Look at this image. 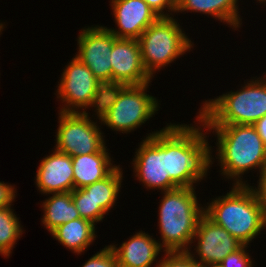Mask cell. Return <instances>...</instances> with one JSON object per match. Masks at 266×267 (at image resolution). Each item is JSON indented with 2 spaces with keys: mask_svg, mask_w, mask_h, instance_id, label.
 I'll return each mask as SVG.
<instances>
[{
  "mask_svg": "<svg viewBox=\"0 0 266 267\" xmlns=\"http://www.w3.org/2000/svg\"><path fill=\"white\" fill-rule=\"evenodd\" d=\"M195 190L177 187L161 192L157 215L161 238L158 242L164 252L189 251L191 248L199 219L204 214V206L198 201Z\"/></svg>",
  "mask_w": 266,
  "mask_h": 267,
  "instance_id": "4",
  "label": "cell"
},
{
  "mask_svg": "<svg viewBox=\"0 0 266 267\" xmlns=\"http://www.w3.org/2000/svg\"><path fill=\"white\" fill-rule=\"evenodd\" d=\"M139 144L131 163L136 180L147 190L164 192L177 188L168 174V123L162 129L151 130Z\"/></svg>",
  "mask_w": 266,
  "mask_h": 267,
  "instance_id": "9",
  "label": "cell"
},
{
  "mask_svg": "<svg viewBox=\"0 0 266 267\" xmlns=\"http://www.w3.org/2000/svg\"><path fill=\"white\" fill-rule=\"evenodd\" d=\"M150 83L107 87L98 112L101 125L127 135L155 117L161 104L147 93Z\"/></svg>",
  "mask_w": 266,
  "mask_h": 267,
  "instance_id": "6",
  "label": "cell"
},
{
  "mask_svg": "<svg viewBox=\"0 0 266 267\" xmlns=\"http://www.w3.org/2000/svg\"><path fill=\"white\" fill-rule=\"evenodd\" d=\"M242 245L226 229L203 214L191 243L195 251L193 252L191 247L188 253L199 265L205 267L220 264L227 255L238 250Z\"/></svg>",
  "mask_w": 266,
  "mask_h": 267,
  "instance_id": "12",
  "label": "cell"
},
{
  "mask_svg": "<svg viewBox=\"0 0 266 267\" xmlns=\"http://www.w3.org/2000/svg\"><path fill=\"white\" fill-rule=\"evenodd\" d=\"M116 28L108 30L116 38L138 39L159 16L144 0H110Z\"/></svg>",
  "mask_w": 266,
  "mask_h": 267,
  "instance_id": "14",
  "label": "cell"
},
{
  "mask_svg": "<svg viewBox=\"0 0 266 267\" xmlns=\"http://www.w3.org/2000/svg\"><path fill=\"white\" fill-rule=\"evenodd\" d=\"M205 267H222L220 264H217V265H208V266H205Z\"/></svg>",
  "mask_w": 266,
  "mask_h": 267,
  "instance_id": "33",
  "label": "cell"
},
{
  "mask_svg": "<svg viewBox=\"0 0 266 267\" xmlns=\"http://www.w3.org/2000/svg\"><path fill=\"white\" fill-rule=\"evenodd\" d=\"M80 267H119L117 257L110 245L100 249Z\"/></svg>",
  "mask_w": 266,
  "mask_h": 267,
  "instance_id": "25",
  "label": "cell"
},
{
  "mask_svg": "<svg viewBox=\"0 0 266 267\" xmlns=\"http://www.w3.org/2000/svg\"><path fill=\"white\" fill-rule=\"evenodd\" d=\"M110 58L112 86L143 85L153 81L143 66L138 39L116 38Z\"/></svg>",
  "mask_w": 266,
  "mask_h": 267,
  "instance_id": "13",
  "label": "cell"
},
{
  "mask_svg": "<svg viewBox=\"0 0 266 267\" xmlns=\"http://www.w3.org/2000/svg\"><path fill=\"white\" fill-rule=\"evenodd\" d=\"M72 200L82 219H86L93 224L103 222L106 213L99 205H95L94 200L84 188L72 191Z\"/></svg>",
  "mask_w": 266,
  "mask_h": 267,
  "instance_id": "23",
  "label": "cell"
},
{
  "mask_svg": "<svg viewBox=\"0 0 266 267\" xmlns=\"http://www.w3.org/2000/svg\"><path fill=\"white\" fill-rule=\"evenodd\" d=\"M248 247V245H242L238 250L227 255L220 265L222 267H254V258L249 255Z\"/></svg>",
  "mask_w": 266,
  "mask_h": 267,
  "instance_id": "26",
  "label": "cell"
},
{
  "mask_svg": "<svg viewBox=\"0 0 266 267\" xmlns=\"http://www.w3.org/2000/svg\"><path fill=\"white\" fill-rule=\"evenodd\" d=\"M239 0H176V14L200 13L238 30L242 26ZM186 11V12H185Z\"/></svg>",
  "mask_w": 266,
  "mask_h": 267,
  "instance_id": "18",
  "label": "cell"
},
{
  "mask_svg": "<svg viewBox=\"0 0 266 267\" xmlns=\"http://www.w3.org/2000/svg\"><path fill=\"white\" fill-rule=\"evenodd\" d=\"M248 185H232L225 195L204 206V214L243 245H250L266 228V212Z\"/></svg>",
  "mask_w": 266,
  "mask_h": 267,
  "instance_id": "3",
  "label": "cell"
},
{
  "mask_svg": "<svg viewBox=\"0 0 266 267\" xmlns=\"http://www.w3.org/2000/svg\"><path fill=\"white\" fill-rule=\"evenodd\" d=\"M194 120V125L168 123V174L177 187L196 188L211 170L210 133L197 116Z\"/></svg>",
  "mask_w": 266,
  "mask_h": 267,
  "instance_id": "2",
  "label": "cell"
},
{
  "mask_svg": "<svg viewBox=\"0 0 266 267\" xmlns=\"http://www.w3.org/2000/svg\"><path fill=\"white\" fill-rule=\"evenodd\" d=\"M138 42L143 66L152 78L194 47V42L174 16L159 17L145 29Z\"/></svg>",
  "mask_w": 266,
  "mask_h": 267,
  "instance_id": "7",
  "label": "cell"
},
{
  "mask_svg": "<svg viewBox=\"0 0 266 267\" xmlns=\"http://www.w3.org/2000/svg\"><path fill=\"white\" fill-rule=\"evenodd\" d=\"M204 126L207 132L217 137L215 156L212 153L214 146H209V167L213 166L215 158L218 159L220 175L226 181L230 179L232 185H248L243 175L251 170L258 174L266 166V145L254 125Z\"/></svg>",
  "mask_w": 266,
  "mask_h": 267,
  "instance_id": "1",
  "label": "cell"
},
{
  "mask_svg": "<svg viewBox=\"0 0 266 267\" xmlns=\"http://www.w3.org/2000/svg\"><path fill=\"white\" fill-rule=\"evenodd\" d=\"M159 17H173L176 12V0H144Z\"/></svg>",
  "mask_w": 266,
  "mask_h": 267,
  "instance_id": "27",
  "label": "cell"
},
{
  "mask_svg": "<svg viewBox=\"0 0 266 267\" xmlns=\"http://www.w3.org/2000/svg\"><path fill=\"white\" fill-rule=\"evenodd\" d=\"M48 195L49 197L40 204L43 210L41 225H44V228L50 234L62 224L81 218L72 200V192L52 193Z\"/></svg>",
  "mask_w": 266,
  "mask_h": 267,
  "instance_id": "20",
  "label": "cell"
},
{
  "mask_svg": "<svg viewBox=\"0 0 266 267\" xmlns=\"http://www.w3.org/2000/svg\"><path fill=\"white\" fill-rule=\"evenodd\" d=\"M256 186H250L266 212V166L259 172Z\"/></svg>",
  "mask_w": 266,
  "mask_h": 267,
  "instance_id": "29",
  "label": "cell"
},
{
  "mask_svg": "<svg viewBox=\"0 0 266 267\" xmlns=\"http://www.w3.org/2000/svg\"><path fill=\"white\" fill-rule=\"evenodd\" d=\"M6 26V24L3 22H1V20H0V35L3 33L2 31H4L3 29H4V27Z\"/></svg>",
  "mask_w": 266,
  "mask_h": 267,
  "instance_id": "31",
  "label": "cell"
},
{
  "mask_svg": "<svg viewBox=\"0 0 266 267\" xmlns=\"http://www.w3.org/2000/svg\"><path fill=\"white\" fill-rule=\"evenodd\" d=\"M96 225L92 222L77 218L73 221L62 224L50 235L60 245L77 255H82L90 245L94 244L97 237Z\"/></svg>",
  "mask_w": 266,
  "mask_h": 267,
  "instance_id": "19",
  "label": "cell"
},
{
  "mask_svg": "<svg viewBox=\"0 0 266 267\" xmlns=\"http://www.w3.org/2000/svg\"><path fill=\"white\" fill-rule=\"evenodd\" d=\"M197 114L204 125H254L266 115V73L244 80L239 90L205 99Z\"/></svg>",
  "mask_w": 266,
  "mask_h": 267,
  "instance_id": "5",
  "label": "cell"
},
{
  "mask_svg": "<svg viewBox=\"0 0 266 267\" xmlns=\"http://www.w3.org/2000/svg\"><path fill=\"white\" fill-rule=\"evenodd\" d=\"M256 3H260L261 5L264 3L266 5V0H256Z\"/></svg>",
  "mask_w": 266,
  "mask_h": 267,
  "instance_id": "32",
  "label": "cell"
},
{
  "mask_svg": "<svg viewBox=\"0 0 266 267\" xmlns=\"http://www.w3.org/2000/svg\"><path fill=\"white\" fill-rule=\"evenodd\" d=\"M17 188L15 185L0 181V208L12 206L17 198Z\"/></svg>",
  "mask_w": 266,
  "mask_h": 267,
  "instance_id": "28",
  "label": "cell"
},
{
  "mask_svg": "<svg viewBox=\"0 0 266 267\" xmlns=\"http://www.w3.org/2000/svg\"><path fill=\"white\" fill-rule=\"evenodd\" d=\"M257 133L262 139V142L266 145V115L254 123Z\"/></svg>",
  "mask_w": 266,
  "mask_h": 267,
  "instance_id": "30",
  "label": "cell"
},
{
  "mask_svg": "<svg viewBox=\"0 0 266 267\" xmlns=\"http://www.w3.org/2000/svg\"><path fill=\"white\" fill-rule=\"evenodd\" d=\"M77 38V57L107 88L112 86L111 52L116 36L108 27L91 25L82 27Z\"/></svg>",
  "mask_w": 266,
  "mask_h": 267,
  "instance_id": "11",
  "label": "cell"
},
{
  "mask_svg": "<svg viewBox=\"0 0 266 267\" xmlns=\"http://www.w3.org/2000/svg\"><path fill=\"white\" fill-rule=\"evenodd\" d=\"M19 217L12 206L0 208V255L9 258L16 242L24 233Z\"/></svg>",
  "mask_w": 266,
  "mask_h": 267,
  "instance_id": "22",
  "label": "cell"
},
{
  "mask_svg": "<svg viewBox=\"0 0 266 267\" xmlns=\"http://www.w3.org/2000/svg\"><path fill=\"white\" fill-rule=\"evenodd\" d=\"M57 112L59 125L55 133L54 149L72 157L97 153L106 146L105 136H103L105 133L101 131L102 125L98 114L94 113L92 117H96L94 119L99 121H93L90 112Z\"/></svg>",
  "mask_w": 266,
  "mask_h": 267,
  "instance_id": "10",
  "label": "cell"
},
{
  "mask_svg": "<svg viewBox=\"0 0 266 267\" xmlns=\"http://www.w3.org/2000/svg\"><path fill=\"white\" fill-rule=\"evenodd\" d=\"M35 185L44 194L72 192L74 190L72 157L53 148L37 166Z\"/></svg>",
  "mask_w": 266,
  "mask_h": 267,
  "instance_id": "15",
  "label": "cell"
},
{
  "mask_svg": "<svg viewBox=\"0 0 266 267\" xmlns=\"http://www.w3.org/2000/svg\"><path fill=\"white\" fill-rule=\"evenodd\" d=\"M110 155L105 146L97 153L72 156L74 189L83 188L109 176L119 166L112 161Z\"/></svg>",
  "mask_w": 266,
  "mask_h": 267,
  "instance_id": "17",
  "label": "cell"
},
{
  "mask_svg": "<svg viewBox=\"0 0 266 267\" xmlns=\"http://www.w3.org/2000/svg\"><path fill=\"white\" fill-rule=\"evenodd\" d=\"M164 255V256H163ZM157 267H202L188 251L164 252Z\"/></svg>",
  "mask_w": 266,
  "mask_h": 267,
  "instance_id": "24",
  "label": "cell"
},
{
  "mask_svg": "<svg viewBox=\"0 0 266 267\" xmlns=\"http://www.w3.org/2000/svg\"><path fill=\"white\" fill-rule=\"evenodd\" d=\"M123 170L120 165L106 178L101 181L83 187L94 200L95 205L108 212L116 206V201L122 189Z\"/></svg>",
  "mask_w": 266,
  "mask_h": 267,
  "instance_id": "21",
  "label": "cell"
},
{
  "mask_svg": "<svg viewBox=\"0 0 266 267\" xmlns=\"http://www.w3.org/2000/svg\"><path fill=\"white\" fill-rule=\"evenodd\" d=\"M117 245L112 243L110 246L116 254L119 267H157L162 254L160 252H164L158 240L142 230Z\"/></svg>",
  "mask_w": 266,
  "mask_h": 267,
  "instance_id": "16",
  "label": "cell"
},
{
  "mask_svg": "<svg viewBox=\"0 0 266 267\" xmlns=\"http://www.w3.org/2000/svg\"><path fill=\"white\" fill-rule=\"evenodd\" d=\"M60 77L55 92L57 101L63 103L59 112L89 113L91 108L98 114L106 87L85 64L74 56Z\"/></svg>",
  "mask_w": 266,
  "mask_h": 267,
  "instance_id": "8",
  "label": "cell"
}]
</instances>
